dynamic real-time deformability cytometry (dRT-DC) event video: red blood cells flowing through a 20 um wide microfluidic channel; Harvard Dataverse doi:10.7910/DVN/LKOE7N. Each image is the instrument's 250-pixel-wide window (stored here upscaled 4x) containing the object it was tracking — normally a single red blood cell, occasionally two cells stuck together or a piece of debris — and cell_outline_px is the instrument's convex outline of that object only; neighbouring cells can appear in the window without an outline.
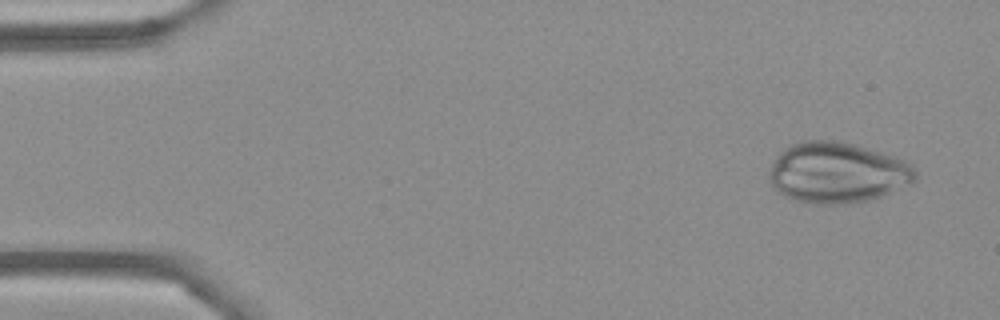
{"species": "Egyptian fruit bat (a non-hibernating species)", "species_latin": "Rousettus aegyptiacus", "temperature_condition": "cold", "stored_images_in_passage": 53, "camera_frame_rate_fps": 3000, "um_per_image_px": 0.085, "frame": {"image": 1, "passage_image": 3, "time_ms": 0.667, "image_size_px": [1000, 320], "cell_outline_px": [[916, 180], [908, 184], [880, 196], [868, 200], [848, 204], [812, 204], [796, 200], [784, 196], [776, 192], [768, 176], [772, 160], [784, 148], [792, 144], [804, 140], [840, 140], [896, 156], [912, 164], [916, 172]], "centroid_in_image_um": [71.14, 14.67], "position_along_channel_um": 13.9, "area_um2": 52.14}}
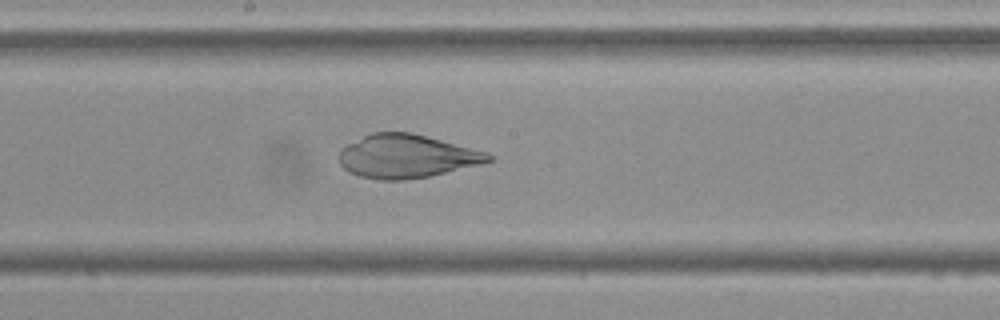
{"frame": {"image": 2, "passage_image": 28, "time_ms": 9.0, "image_size_px": [1000, 320], "cell_outline_px": [[496, 156], [492, 160], [484, 164], [428, 176], [404, 180], [380, 180], [360, 176], [344, 168], [340, 164], [340, 148], [372, 132], [412, 132], [488, 152]], "centroid_in_image_um": [34.62, 13.28], "position_along_channel_um": 213.6, "area_um2": 37.8}}
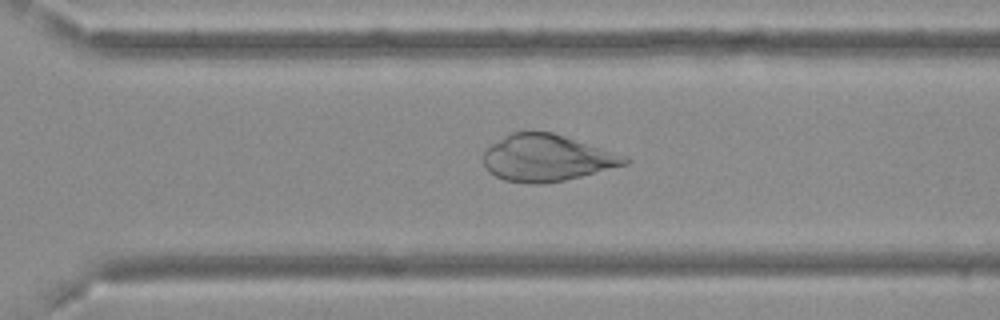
{"frame": {"image": 3, "passage_image": 37, "time_ms": 12.0, "image_size_px": [1000, 320], "cell_outline_px": [[632, 160], [628, 164], [564, 180], [544, 184], [532, 184], [504, 180], [488, 172], [484, 164], [484, 152], [492, 144], [512, 132], [552, 132], [628, 156]], "centroid_in_image_um": [46.5, 13.44], "position_along_channel_um": 324.1, "area_um2": 38.21}}